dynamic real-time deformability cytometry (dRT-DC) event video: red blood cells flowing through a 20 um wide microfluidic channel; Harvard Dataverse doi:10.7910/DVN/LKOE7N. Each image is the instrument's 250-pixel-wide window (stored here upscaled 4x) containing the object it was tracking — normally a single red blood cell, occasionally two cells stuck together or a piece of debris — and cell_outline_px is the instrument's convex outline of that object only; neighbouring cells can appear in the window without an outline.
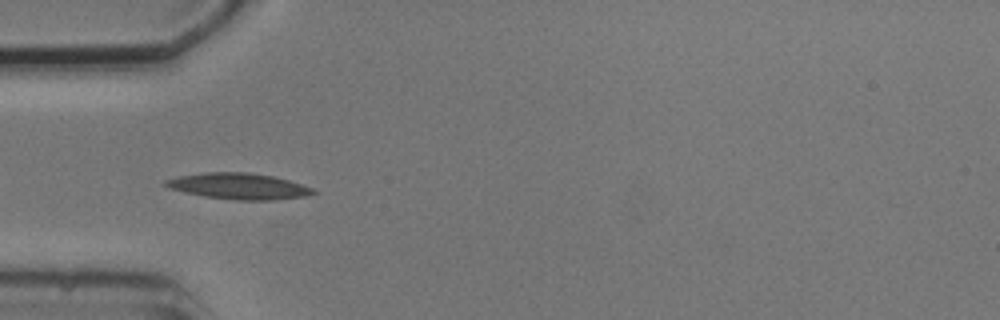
{"species": "common noctule bat (a hibernating species)", "species_latin": "Nyctalus noctula", "temperature_condition": "cold", "stored_images_in_passage": 4, "camera_frame_rate_fps": 3000, "um_per_image_px": 0.085, "animal": {"sex": "male", "body_mass_g": 20.5, "forearm_length_mm": 52.5}, "frame": {"image": 1, "passage_image": 4, "time_ms": 4.0, "image_size_px": [1000, 320], "cell_outline_px": [[316, 192], [304, 196], [272, 200], [236, 200], [204, 196], [184, 192], [168, 188], [160, 184], [164, 180], [176, 176], [204, 172], [248, 172], [272, 176], [288, 180], [312, 188]], "centroid_in_image_um": [20.18, 15.81], "position_along_channel_um": 64.8, "area_um2": 22.43}}